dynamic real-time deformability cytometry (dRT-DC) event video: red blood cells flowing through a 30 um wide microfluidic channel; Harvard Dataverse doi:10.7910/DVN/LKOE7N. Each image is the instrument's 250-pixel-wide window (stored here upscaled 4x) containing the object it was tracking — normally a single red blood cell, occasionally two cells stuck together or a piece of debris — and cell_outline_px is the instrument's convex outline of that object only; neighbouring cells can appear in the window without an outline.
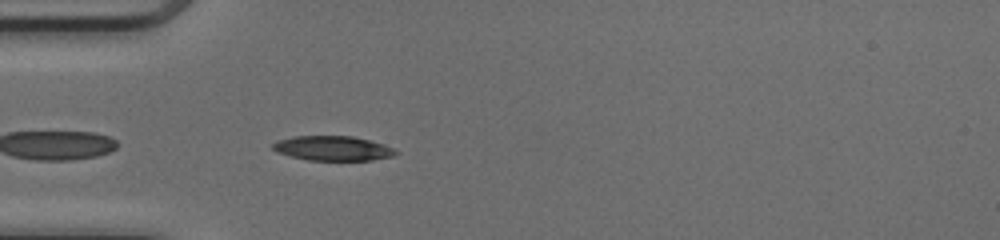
{"species": "common noctule bat (a hibernating species)", "species_latin": "Nyctalus noctula", "temperature_condition": "cold", "stored_images_in_passage": 5, "camera_frame_rate_fps": 3000, "um_per_image_px": 0.085, "animal": {"sex": "female", "body_mass_g": 17.0, "forearm_length_mm": 48.0}, "frame": {"image": 1, "passage_image": 2, "time_ms": 0.333, "image_size_px": [1000, 240], "cell_outline_px": [[400, 152], [392, 156], [372, 160], [308, 160], [276, 152], [272, 148], [272, 144], [276, 140], [292, 136], [352, 136], [384, 144]], "centroid_in_image_um": [28.26, 12.6], "position_along_channel_um": 56.7, "area_um2": 17.63}}